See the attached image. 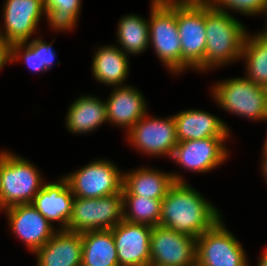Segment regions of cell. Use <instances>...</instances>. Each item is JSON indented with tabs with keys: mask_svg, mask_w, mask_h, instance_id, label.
<instances>
[{
	"mask_svg": "<svg viewBox=\"0 0 267 266\" xmlns=\"http://www.w3.org/2000/svg\"><path fill=\"white\" fill-rule=\"evenodd\" d=\"M82 0H43L46 19L53 31L67 32L77 25Z\"/></svg>",
	"mask_w": 267,
	"mask_h": 266,
	"instance_id": "obj_27",
	"label": "cell"
},
{
	"mask_svg": "<svg viewBox=\"0 0 267 266\" xmlns=\"http://www.w3.org/2000/svg\"><path fill=\"white\" fill-rule=\"evenodd\" d=\"M176 21L181 41V72H204L206 48L205 0L176 2Z\"/></svg>",
	"mask_w": 267,
	"mask_h": 266,
	"instance_id": "obj_4",
	"label": "cell"
},
{
	"mask_svg": "<svg viewBox=\"0 0 267 266\" xmlns=\"http://www.w3.org/2000/svg\"><path fill=\"white\" fill-rule=\"evenodd\" d=\"M4 150H2V151H0V161H1V159L3 158V154H4Z\"/></svg>",
	"mask_w": 267,
	"mask_h": 266,
	"instance_id": "obj_37",
	"label": "cell"
},
{
	"mask_svg": "<svg viewBox=\"0 0 267 266\" xmlns=\"http://www.w3.org/2000/svg\"><path fill=\"white\" fill-rule=\"evenodd\" d=\"M263 153V159H262V165H261V172L263 173V177H265L267 181V152H262Z\"/></svg>",
	"mask_w": 267,
	"mask_h": 266,
	"instance_id": "obj_32",
	"label": "cell"
},
{
	"mask_svg": "<svg viewBox=\"0 0 267 266\" xmlns=\"http://www.w3.org/2000/svg\"><path fill=\"white\" fill-rule=\"evenodd\" d=\"M152 228L122 220L111 229L119 266H149Z\"/></svg>",
	"mask_w": 267,
	"mask_h": 266,
	"instance_id": "obj_15",
	"label": "cell"
},
{
	"mask_svg": "<svg viewBox=\"0 0 267 266\" xmlns=\"http://www.w3.org/2000/svg\"><path fill=\"white\" fill-rule=\"evenodd\" d=\"M68 109L65 123L73 134L90 133L107 122L105 101L97 96H81Z\"/></svg>",
	"mask_w": 267,
	"mask_h": 266,
	"instance_id": "obj_22",
	"label": "cell"
},
{
	"mask_svg": "<svg viewBox=\"0 0 267 266\" xmlns=\"http://www.w3.org/2000/svg\"><path fill=\"white\" fill-rule=\"evenodd\" d=\"M178 142L204 138H229L230 128L216 115L190 109L173 115Z\"/></svg>",
	"mask_w": 267,
	"mask_h": 266,
	"instance_id": "obj_19",
	"label": "cell"
},
{
	"mask_svg": "<svg viewBox=\"0 0 267 266\" xmlns=\"http://www.w3.org/2000/svg\"><path fill=\"white\" fill-rule=\"evenodd\" d=\"M74 195L64 177L56 182L44 183L31 204L51 224L56 221L59 230H68Z\"/></svg>",
	"mask_w": 267,
	"mask_h": 266,
	"instance_id": "obj_17",
	"label": "cell"
},
{
	"mask_svg": "<svg viewBox=\"0 0 267 266\" xmlns=\"http://www.w3.org/2000/svg\"><path fill=\"white\" fill-rule=\"evenodd\" d=\"M228 138H204L178 142L171 159L186 170L209 172L227 160L230 153L225 146Z\"/></svg>",
	"mask_w": 267,
	"mask_h": 266,
	"instance_id": "obj_12",
	"label": "cell"
},
{
	"mask_svg": "<svg viewBox=\"0 0 267 266\" xmlns=\"http://www.w3.org/2000/svg\"><path fill=\"white\" fill-rule=\"evenodd\" d=\"M258 259V266H267V248L265 251L262 252Z\"/></svg>",
	"mask_w": 267,
	"mask_h": 266,
	"instance_id": "obj_33",
	"label": "cell"
},
{
	"mask_svg": "<svg viewBox=\"0 0 267 266\" xmlns=\"http://www.w3.org/2000/svg\"><path fill=\"white\" fill-rule=\"evenodd\" d=\"M212 97L224 111L250 120L267 121V88L245 77L215 83Z\"/></svg>",
	"mask_w": 267,
	"mask_h": 266,
	"instance_id": "obj_5",
	"label": "cell"
},
{
	"mask_svg": "<svg viewBox=\"0 0 267 266\" xmlns=\"http://www.w3.org/2000/svg\"><path fill=\"white\" fill-rule=\"evenodd\" d=\"M150 9L149 45L170 73H181V41L176 21V2L152 3Z\"/></svg>",
	"mask_w": 267,
	"mask_h": 266,
	"instance_id": "obj_6",
	"label": "cell"
},
{
	"mask_svg": "<svg viewBox=\"0 0 267 266\" xmlns=\"http://www.w3.org/2000/svg\"><path fill=\"white\" fill-rule=\"evenodd\" d=\"M74 197L99 198L122 192L123 173L106 159H97L63 176Z\"/></svg>",
	"mask_w": 267,
	"mask_h": 266,
	"instance_id": "obj_8",
	"label": "cell"
},
{
	"mask_svg": "<svg viewBox=\"0 0 267 266\" xmlns=\"http://www.w3.org/2000/svg\"><path fill=\"white\" fill-rule=\"evenodd\" d=\"M117 43L125 54L137 55L149 45L148 20L139 15L127 14L120 18L117 25Z\"/></svg>",
	"mask_w": 267,
	"mask_h": 266,
	"instance_id": "obj_25",
	"label": "cell"
},
{
	"mask_svg": "<svg viewBox=\"0 0 267 266\" xmlns=\"http://www.w3.org/2000/svg\"><path fill=\"white\" fill-rule=\"evenodd\" d=\"M210 3L221 11H236L243 15L256 16L267 13V0H209Z\"/></svg>",
	"mask_w": 267,
	"mask_h": 266,
	"instance_id": "obj_28",
	"label": "cell"
},
{
	"mask_svg": "<svg viewBox=\"0 0 267 266\" xmlns=\"http://www.w3.org/2000/svg\"><path fill=\"white\" fill-rule=\"evenodd\" d=\"M35 51H40L41 71H48L54 64L56 52L52 48V43H46L43 39L35 38Z\"/></svg>",
	"mask_w": 267,
	"mask_h": 266,
	"instance_id": "obj_30",
	"label": "cell"
},
{
	"mask_svg": "<svg viewBox=\"0 0 267 266\" xmlns=\"http://www.w3.org/2000/svg\"><path fill=\"white\" fill-rule=\"evenodd\" d=\"M84 266H119L115 240L111 229L81 233Z\"/></svg>",
	"mask_w": 267,
	"mask_h": 266,
	"instance_id": "obj_23",
	"label": "cell"
},
{
	"mask_svg": "<svg viewBox=\"0 0 267 266\" xmlns=\"http://www.w3.org/2000/svg\"><path fill=\"white\" fill-rule=\"evenodd\" d=\"M10 59L12 63L22 59L31 71L41 72L40 51H35V38L31 41L12 44Z\"/></svg>",
	"mask_w": 267,
	"mask_h": 266,
	"instance_id": "obj_29",
	"label": "cell"
},
{
	"mask_svg": "<svg viewBox=\"0 0 267 266\" xmlns=\"http://www.w3.org/2000/svg\"><path fill=\"white\" fill-rule=\"evenodd\" d=\"M4 32L0 34L12 45L26 42L36 32L42 15L43 0H6L3 5Z\"/></svg>",
	"mask_w": 267,
	"mask_h": 266,
	"instance_id": "obj_14",
	"label": "cell"
},
{
	"mask_svg": "<svg viewBox=\"0 0 267 266\" xmlns=\"http://www.w3.org/2000/svg\"><path fill=\"white\" fill-rule=\"evenodd\" d=\"M197 238L178 233L161 225L152 228L150 238V265L194 266Z\"/></svg>",
	"mask_w": 267,
	"mask_h": 266,
	"instance_id": "obj_11",
	"label": "cell"
},
{
	"mask_svg": "<svg viewBox=\"0 0 267 266\" xmlns=\"http://www.w3.org/2000/svg\"><path fill=\"white\" fill-rule=\"evenodd\" d=\"M265 16H266V22H267V13H266V15H265ZM265 26H266V29H265V31H264V30H262V32H263V33H264V34L267 36V23H266V25H265Z\"/></svg>",
	"mask_w": 267,
	"mask_h": 266,
	"instance_id": "obj_36",
	"label": "cell"
},
{
	"mask_svg": "<svg viewBox=\"0 0 267 266\" xmlns=\"http://www.w3.org/2000/svg\"><path fill=\"white\" fill-rule=\"evenodd\" d=\"M221 218L197 238L196 264L200 266H249L242 244Z\"/></svg>",
	"mask_w": 267,
	"mask_h": 266,
	"instance_id": "obj_9",
	"label": "cell"
},
{
	"mask_svg": "<svg viewBox=\"0 0 267 266\" xmlns=\"http://www.w3.org/2000/svg\"><path fill=\"white\" fill-rule=\"evenodd\" d=\"M34 254H37L36 266H81V233L58 230Z\"/></svg>",
	"mask_w": 267,
	"mask_h": 266,
	"instance_id": "obj_20",
	"label": "cell"
},
{
	"mask_svg": "<svg viewBox=\"0 0 267 266\" xmlns=\"http://www.w3.org/2000/svg\"><path fill=\"white\" fill-rule=\"evenodd\" d=\"M263 151L262 152H267V137L265 139V142H264V146H263Z\"/></svg>",
	"mask_w": 267,
	"mask_h": 266,
	"instance_id": "obj_35",
	"label": "cell"
},
{
	"mask_svg": "<svg viewBox=\"0 0 267 266\" xmlns=\"http://www.w3.org/2000/svg\"><path fill=\"white\" fill-rule=\"evenodd\" d=\"M107 123L125 128L127 132L146 114L147 103L133 86L114 87L105 101Z\"/></svg>",
	"mask_w": 267,
	"mask_h": 266,
	"instance_id": "obj_16",
	"label": "cell"
},
{
	"mask_svg": "<svg viewBox=\"0 0 267 266\" xmlns=\"http://www.w3.org/2000/svg\"><path fill=\"white\" fill-rule=\"evenodd\" d=\"M175 182H186L180 174L140 167L123 173V195L163 200Z\"/></svg>",
	"mask_w": 267,
	"mask_h": 266,
	"instance_id": "obj_18",
	"label": "cell"
},
{
	"mask_svg": "<svg viewBox=\"0 0 267 266\" xmlns=\"http://www.w3.org/2000/svg\"><path fill=\"white\" fill-rule=\"evenodd\" d=\"M123 220V193L99 198L74 197L68 231L112 229Z\"/></svg>",
	"mask_w": 267,
	"mask_h": 266,
	"instance_id": "obj_7",
	"label": "cell"
},
{
	"mask_svg": "<svg viewBox=\"0 0 267 266\" xmlns=\"http://www.w3.org/2000/svg\"><path fill=\"white\" fill-rule=\"evenodd\" d=\"M129 56L116 44L98 48L93 55L92 75L108 86H122L129 74Z\"/></svg>",
	"mask_w": 267,
	"mask_h": 266,
	"instance_id": "obj_21",
	"label": "cell"
},
{
	"mask_svg": "<svg viewBox=\"0 0 267 266\" xmlns=\"http://www.w3.org/2000/svg\"><path fill=\"white\" fill-rule=\"evenodd\" d=\"M161 203L162 200L159 199L123 195V220L151 227L158 226L160 225Z\"/></svg>",
	"mask_w": 267,
	"mask_h": 266,
	"instance_id": "obj_26",
	"label": "cell"
},
{
	"mask_svg": "<svg viewBox=\"0 0 267 266\" xmlns=\"http://www.w3.org/2000/svg\"><path fill=\"white\" fill-rule=\"evenodd\" d=\"M42 174L27 158L6 151L0 161V211L31 204L44 185Z\"/></svg>",
	"mask_w": 267,
	"mask_h": 266,
	"instance_id": "obj_3",
	"label": "cell"
},
{
	"mask_svg": "<svg viewBox=\"0 0 267 266\" xmlns=\"http://www.w3.org/2000/svg\"><path fill=\"white\" fill-rule=\"evenodd\" d=\"M221 218L217 208L187 182H175L161 203L160 225L191 237L198 238Z\"/></svg>",
	"mask_w": 267,
	"mask_h": 266,
	"instance_id": "obj_1",
	"label": "cell"
},
{
	"mask_svg": "<svg viewBox=\"0 0 267 266\" xmlns=\"http://www.w3.org/2000/svg\"><path fill=\"white\" fill-rule=\"evenodd\" d=\"M11 45L0 34V70L7 64L11 63Z\"/></svg>",
	"mask_w": 267,
	"mask_h": 266,
	"instance_id": "obj_31",
	"label": "cell"
},
{
	"mask_svg": "<svg viewBox=\"0 0 267 266\" xmlns=\"http://www.w3.org/2000/svg\"><path fill=\"white\" fill-rule=\"evenodd\" d=\"M230 11L215 8L205 0L206 48L204 72L240 60L247 29Z\"/></svg>",
	"mask_w": 267,
	"mask_h": 266,
	"instance_id": "obj_2",
	"label": "cell"
},
{
	"mask_svg": "<svg viewBox=\"0 0 267 266\" xmlns=\"http://www.w3.org/2000/svg\"><path fill=\"white\" fill-rule=\"evenodd\" d=\"M11 231L35 253L44 246L59 230L55 229L32 204H18L4 210Z\"/></svg>",
	"mask_w": 267,
	"mask_h": 266,
	"instance_id": "obj_13",
	"label": "cell"
},
{
	"mask_svg": "<svg viewBox=\"0 0 267 266\" xmlns=\"http://www.w3.org/2000/svg\"><path fill=\"white\" fill-rule=\"evenodd\" d=\"M178 1H184V0H151L152 3H171Z\"/></svg>",
	"mask_w": 267,
	"mask_h": 266,
	"instance_id": "obj_34",
	"label": "cell"
},
{
	"mask_svg": "<svg viewBox=\"0 0 267 266\" xmlns=\"http://www.w3.org/2000/svg\"><path fill=\"white\" fill-rule=\"evenodd\" d=\"M241 59L246 64L245 78L267 88V36L262 31L253 35L247 32Z\"/></svg>",
	"mask_w": 267,
	"mask_h": 266,
	"instance_id": "obj_24",
	"label": "cell"
},
{
	"mask_svg": "<svg viewBox=\"0 0 267 266\" xmlns=\"http://www.w3.org/2000/svg\"><path fill=\"white\" fill-rule=\"evenodd\" d=\"M127 133L128 141L144 154L171 158L178 140L173 116L142 117Z\"/></svg>",
	"mask_w": 267,
	"mask_h": 266,
	"instance_id": "obj_10",
	"label": "cell"
}]
</instances>
